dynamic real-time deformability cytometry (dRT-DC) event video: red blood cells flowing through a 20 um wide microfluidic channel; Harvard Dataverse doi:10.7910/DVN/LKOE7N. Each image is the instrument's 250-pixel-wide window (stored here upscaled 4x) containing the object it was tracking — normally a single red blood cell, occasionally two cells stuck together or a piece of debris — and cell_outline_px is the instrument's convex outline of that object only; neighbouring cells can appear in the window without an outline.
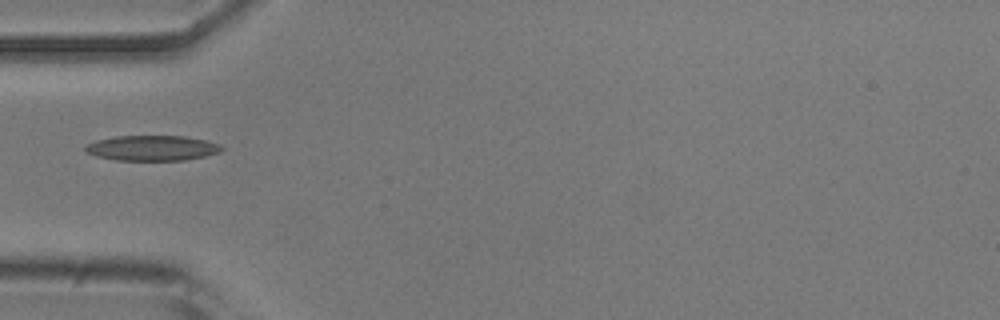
{"species": "common noctule bat (a hibernating species)", "species_latin": "Nyctalus noctula", "temperature_condition": "room temperature", "stored_images_in_passage": 5, "camera_frame_rate_fps": 3000, "um_per_image_px": 0.085, "animal": {"sex": "male", "body_mass_g": 20.5, "forearm_length_mm": 52.5}, "frame": {"image": 1, "passage_image": 4, "time_ms": 1.0, "image_size_px": [1000, 320], "cell_outline_px": [[224, 148], [220, 152], [204, 156], [184, 160], [116, 160], [96, 156], [84, 152], [84, 144], [96, 140], [116, 136], [184, 136], [208, 140], [220, 144]], "centroid_in_image_um": [12.91, 12.58], "position_along_channel_um": 72.1, "area_um2": 20.23}}
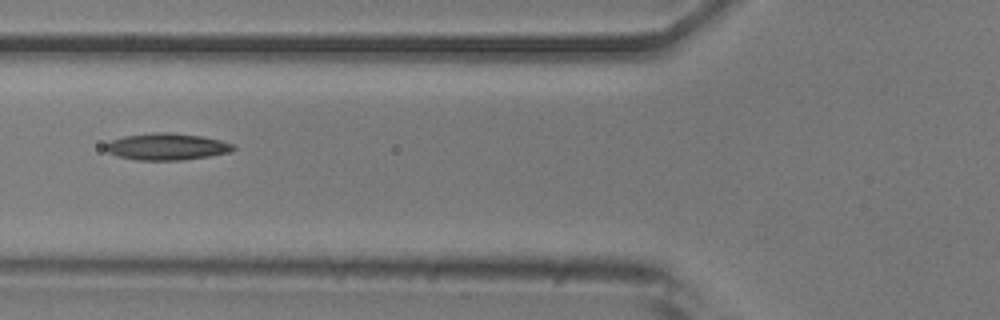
{"frame": {"image": 2, "passage_image": 5, "time_ms": 1.333, "image_size_px": [1000, 320], "cell_outline_px": [[236, 148], [232, 152], [208, 156], [180, 160], [136, 160], [116, 156], [108, 152], [104, 148], [104, 144], [112, 140], [124, 136], [156, 132], [172, 132], [200, 136], [220, 140], [232, 144]], "centroid_in_image_um": [14.15, 12.46], "position_along_channel_um": 111.6, "area_um2": 19.94}}